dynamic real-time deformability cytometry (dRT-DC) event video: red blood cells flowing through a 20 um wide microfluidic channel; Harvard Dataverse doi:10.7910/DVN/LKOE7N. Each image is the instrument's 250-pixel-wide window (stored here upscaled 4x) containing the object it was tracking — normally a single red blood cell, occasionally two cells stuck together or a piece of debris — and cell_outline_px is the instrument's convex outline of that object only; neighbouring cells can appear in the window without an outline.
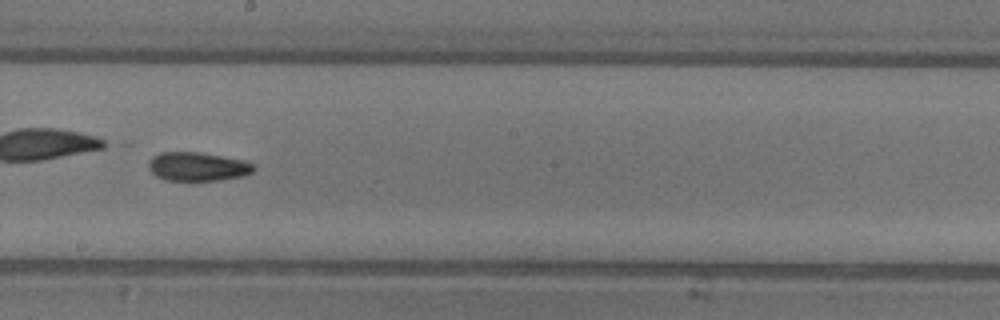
{"species": "common noctule bat (a hibernating species)", "species_latin": "Nyctalus noctula", "temperature_condition": "warm", "stored_images_in_passage": 47, "camera_frame_rate_fps": 3000, "um_per_image_px": 0.085, "animal": {"sex": "female"}, "frame": {"image": 1, "passage_image": 27, "time_ms": 8.667, "image_size_px": [1000, 320], "cell_outline_px": [[256, 168], [252, 172], [244, 176], [216, 180], [164, 180], [156, 176], [148, 168], [148, 160], [152, 156], [160, 152], [200, 152], [244, 160], [256, 164]], "centroid_in_image_um": [16.8, 14.15], "position_along_channel_um": 231.4, "area_um2": 17.8}, "authors_computed_cell_mechanics": {"area_um2": 17.2822, "velocity_mm_per_s": 4.4223, "shape_relaxation_time_tau1_ms": 8.5125, "shape_relaxation_time_tau2_ms": 6.8937, "deformation_change_tau1": 0.2196, "deformation_change_tau2": 0.1644}}